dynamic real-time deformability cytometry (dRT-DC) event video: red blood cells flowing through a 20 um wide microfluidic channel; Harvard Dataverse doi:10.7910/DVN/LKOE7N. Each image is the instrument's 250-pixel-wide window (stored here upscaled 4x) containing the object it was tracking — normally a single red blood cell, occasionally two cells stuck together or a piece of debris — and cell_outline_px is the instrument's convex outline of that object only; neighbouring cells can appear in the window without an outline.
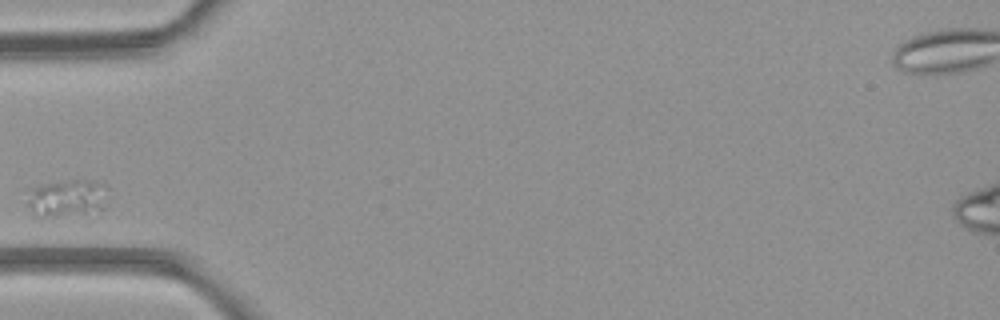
{"species": "common noctule bat (a hibernating species)", "species_latin": "Nyctalus noctula", "temperature_condition": "room temperature", "stored_images_in_passage": 2, "camera_frame_rate_fps": 3000, "um_per_image_px": 0.085, "animal": {"sex": "female", "body_mass_g": 21.9}, "frame": {"image": 1, "passage_image": 1, "time_ms": 0.0, "image_size_px": [1000, 320], "cell_outline_px": [[108, 200], [104, 208], [84, 212], [44, 216], [40, 216], [32, 212], [28, 204], [28, 188], [44, 184], [72, 180], [84, 180], [104, 184], [108, 188]], "centroid_in_image_um": [5.72, 16.79], "position_along_channel_um": 79.3, "area_um2": 17.11}}
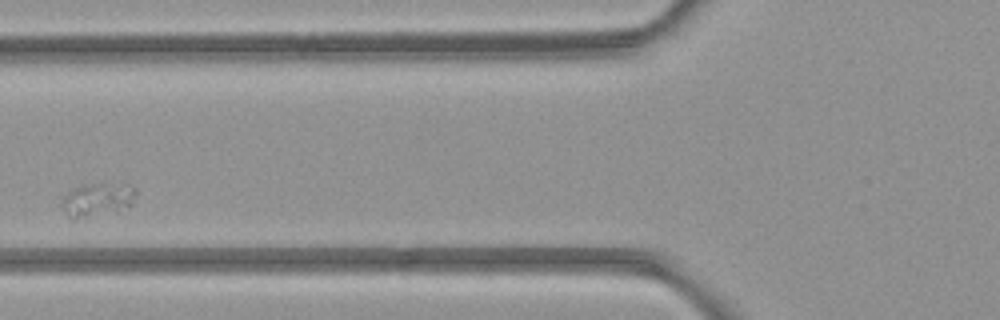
{"frame": {"image": 2, "passage_image": 2, "time_ms": 1.0, "image_size_px": [1000, 320], "cell_outline_px": [[136, 196], [132, 204], [116, 212], [72, 220], [60, 208], [60, 196], [72, 188], [80, 184], [132, 184], [136, 188]], "centroid_in_image_um": [8.21, 16.97], "position_along_channel_um": 117.6, "area_um2": 15.14}}